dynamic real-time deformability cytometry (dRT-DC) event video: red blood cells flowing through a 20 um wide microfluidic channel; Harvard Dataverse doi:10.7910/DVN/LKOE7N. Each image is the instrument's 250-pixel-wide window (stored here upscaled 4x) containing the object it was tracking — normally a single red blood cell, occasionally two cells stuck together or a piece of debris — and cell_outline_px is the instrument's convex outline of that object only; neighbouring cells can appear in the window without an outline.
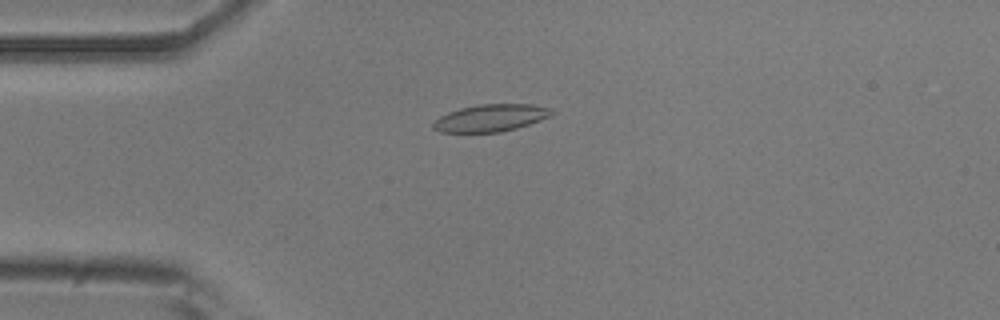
{"species": "common noctule bat (a hibernating species)", "species_latin": "Nyctalus noctula", "temperature_condition": "room temperature", "stored_images_in_passage": 35, "camera_frame_rate_fps": 3000, "um_per_image_px": 0.085, "animal": {"sex": "male", "body_mass_g": 20.5, "forearm_length_mm": 52.5}, "frame": {"image": 1, "passage_image": 6, "time_ms": 1.667, "image_size_px": [1000, 320], "cell_outline_px": [[556, 112], [540, 120], [516, 128], [500, 132], [440, 132], [432, 128], [432, 124], [440, 116], [448, 112], [460, 108], [480, 104], [532, 104], [548, 108]], "centroid_in_image_um": [41.68, 10.02], "position_along_channel_um": 43.3, "area_um2": 18.61}}
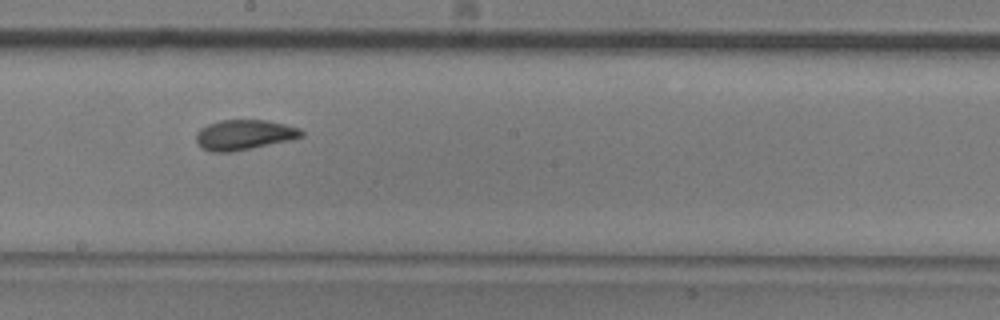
{"frame": {"image": 2, "passage_image": 22, "time_ms": 7.0, "image_size_px": [1000, 320], "cell_outline_px": [[304, 136], [292, 140], [232, 152], [212, 152], [200, 148], [196, 144], [196, 132], [200, 128], [208, 124], [220, 120], [264, 120], [284, 124], [300, 128], [304, 132]], "centroid_in_image_um": [20.73, 11.47], "position_along_channel_um": 227.5, "area_um2": 18.73}}
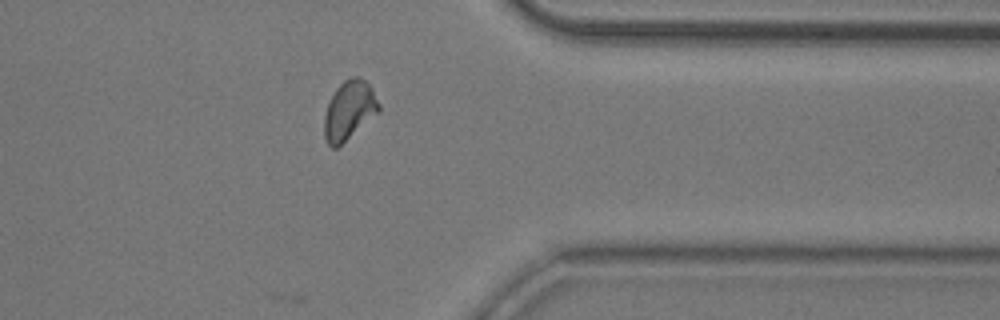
{"frame": {"image": 3, "passage_image": 35, "time_ms": 11.333, "image_size_px": [1000, 320], "cell_outline_px": [[380, 112], [336, 148], [332, 148], [328, 144], [324, 136], [324, 116], [328, 104], [336, 88], [344, 80], [352, 76], [360, 76], [372, 88], [380, 104]], "centroid_in_image_um": [29.69, 9.37], "position_along_channel_um": 381.7, "area_um2": 18.73}, "authors_computed_cell_mechanics": {"area_um2": 18.496, "velocity_mm_per_s": 3.7976, "shape_relaxation_time_tau1_ms": 5.8361, "shape_relaxation_time_tau2_ms": 1.5347, "deformation_change_tau1": 0.139, "deformation_change_tau2": 0.0494}}